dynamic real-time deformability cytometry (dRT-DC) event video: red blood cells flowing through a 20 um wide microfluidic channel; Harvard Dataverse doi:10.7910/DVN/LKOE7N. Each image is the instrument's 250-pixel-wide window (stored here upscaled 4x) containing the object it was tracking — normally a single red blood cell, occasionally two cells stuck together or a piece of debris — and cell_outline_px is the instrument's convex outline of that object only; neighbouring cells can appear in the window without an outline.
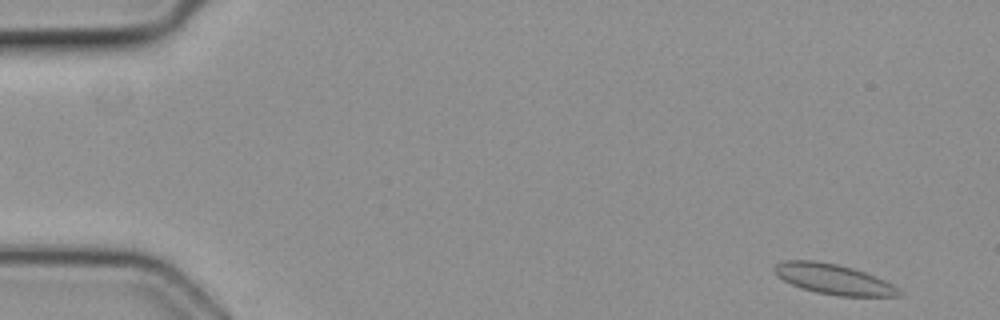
{"species": "common noctule bat (a hibernating species)", "species_latin": "Nyctalus noctula", "temperature_condition": "cold", "stored_images_in_passage": 49, "camera_frame_rate_fps": 3000, "um_per_image_px": 0.085, "animal": {"sex": "female", "body_mass_g": 19.3, "forearm_length_mm": 54.1}, "frame": {"image": 1, "passage_image": 2, "time_ms": 0.333, "image_size_px": [1000, 320], "cell_outline_px": [[900, 296], [836, 296], [816, 292], [800, 288], [776, 276], [772, 268], [776, 264], [784, 260], [816, 260], [836, 264], [852, 268], [864, 272], [884, 280], [892, 284], [900, 292]], "centroid_in_image_um": [70.78, 23.72], "position_along_channel_um": 14.2, "area_um2": 21.85}}
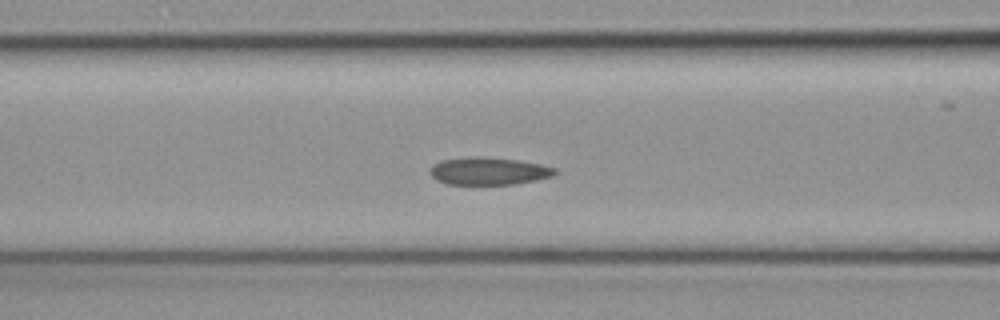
{"frame": {"image": 2, "passage_image": 21, "time_ms": 6.667, "image_size_px": [1000, 320], "cell_outline_px": [[556, 172], [552, 176], [536, 180], [512, 184], [448, 184], [436, 180], [428, 172], [428, 168], [432, 164], [440, 160], [472, 156], [480, 156], [516, 160], [540, 164], [556, 168]], "centroid_in_image_um": [41.47, 14.53], "position_along_channel_um": 125.1, "area_um2": 20.11}}
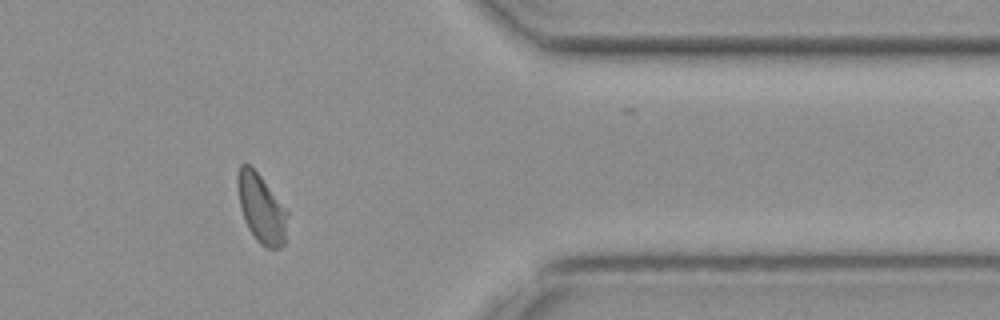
{"frame": {"image": 3, "passage_image": 43, "time_ms": 14.0, "image_size_px": [1000, 320], "cell_outline_px": [[288, 212], [284, 244], [280, 248], [268, 248], [260, 244], [256, 240], [248, 228], [244, 220], [240, 208], [236, 188], [236, 176], [240, 164], [248, 164], [260, 176], [288, 208]], "centroid_in_image_um": [22.2, 17.71], "position_along_channel_um": 389.2, "area_um2": 20.35}}